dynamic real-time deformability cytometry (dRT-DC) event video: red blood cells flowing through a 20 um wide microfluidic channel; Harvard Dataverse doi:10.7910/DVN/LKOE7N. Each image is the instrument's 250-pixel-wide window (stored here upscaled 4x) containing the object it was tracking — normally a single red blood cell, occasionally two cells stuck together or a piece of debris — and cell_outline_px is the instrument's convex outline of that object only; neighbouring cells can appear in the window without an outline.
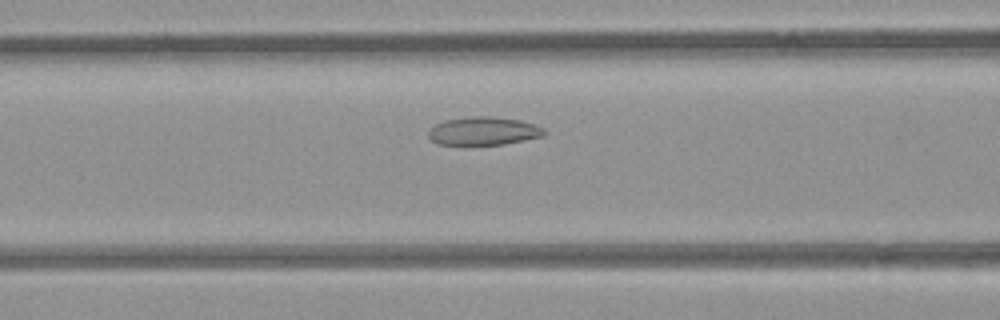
{"species": "common noctule bat (a hibernating species)", "species_latin": "Nyctalus noctula", "temperature_condition": "room temperature", "stored_images_in_passage": 35, "camera_frame_rate_fps": 3000, "um_per_image_px": 0.085, "animal": {"sex": "female", "body_mass_g": 21.9}, "frame": {"image": 1, "passage_image": 13, "time_ms": 4.0, "image_size_px": [1000, 320], "cell_outline_px": [[548, 132], [544, 136], [504, 144], [440, 144], [432, 140], [428, 136], [428, 132], [436, 124], [444, 120], [472, 116], [488, 116], [520, 120], [544, 128]], "centroid_in_image_um": [41.13, 11.13], "position_along_channel_um": 125.5, "area_um2": 18.84}}
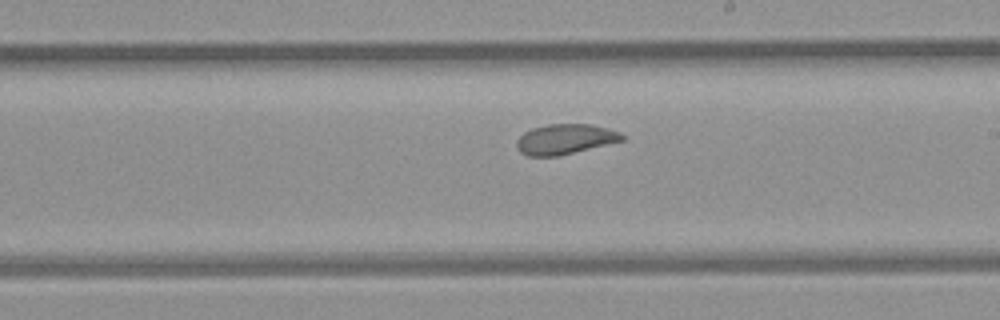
{"frame": {"image": 2, "passage_image": 22, "time_ms": 7.0, "image_size_px": [1000, 320], "cell_outline_px": [[624, 140], [560, 156], [528, 156], [520, 152], [516, 148], [516, 140], [524, 132], [532, 128], [548, 124], [592, 124], [608, 128], [620, 132], [624, 136]], "centroid_in_image_um": [48.02, 11.83], "position_along_channel_um": 241.0, "area_um2": 18.67}}
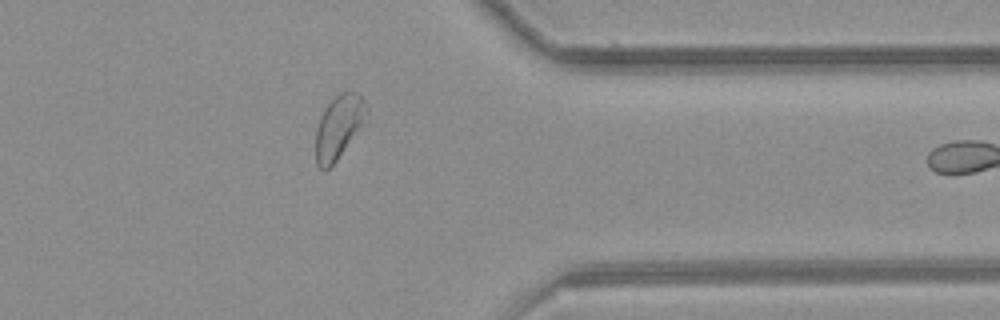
{"frame": {"image": 3, "passage_image": 34, "time_ms": 11.0, "image_size_px": [1000, 320], "cell_outline_px": [[368, 124], [336, 160], [324, 172], [316, 164], [316, 128], [320, 116], [324, 108], [340, 92], [348, 88], [356, 92], [360, 96], [368, 108]], "centroid_in_image_um": [28.86, 10.76], "position_along_channel_um": 382.5, "area_um2": 19.59}}